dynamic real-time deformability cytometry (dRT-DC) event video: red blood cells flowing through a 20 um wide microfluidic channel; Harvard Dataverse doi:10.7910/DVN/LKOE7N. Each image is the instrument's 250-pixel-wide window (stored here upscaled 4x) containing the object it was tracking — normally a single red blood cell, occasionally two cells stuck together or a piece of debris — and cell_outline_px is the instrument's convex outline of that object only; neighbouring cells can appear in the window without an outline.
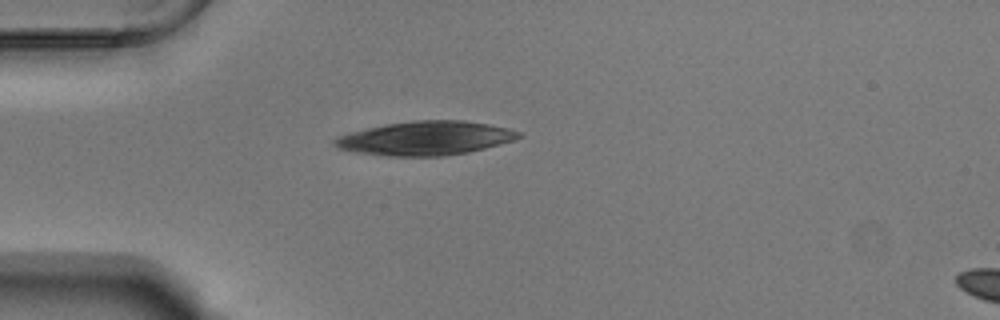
{"species": "Egyptian fruit bat (a non-hibernating species)", "species_latin": "Rousettus aegyptiacus", "temperature_condition": "warm", "stored_images_in_passage": 34, "camera_frame_rate_fps": 3000, "um_per_image_px": 0.085, "animal": {"sex": "male"}, "frame": {"image": 1, "passage_image": 1, "time_ms": 0.0, "image_size_px": [1000, 320], "cell_outline_px": [[524, 136], [500, 144], [468, 152], [444, 156], [388, 156], [352, 152], [336, 148], [332, 144], [332, 140], [336, 136], [384, 124], [412, 120], [464, 120], [488, 124], [508, 128], [520, 132]], "centroid_in_image_um": [36.12, 11.75], "position_along_channel_um": 48.9, "area_um2": 36.59}}